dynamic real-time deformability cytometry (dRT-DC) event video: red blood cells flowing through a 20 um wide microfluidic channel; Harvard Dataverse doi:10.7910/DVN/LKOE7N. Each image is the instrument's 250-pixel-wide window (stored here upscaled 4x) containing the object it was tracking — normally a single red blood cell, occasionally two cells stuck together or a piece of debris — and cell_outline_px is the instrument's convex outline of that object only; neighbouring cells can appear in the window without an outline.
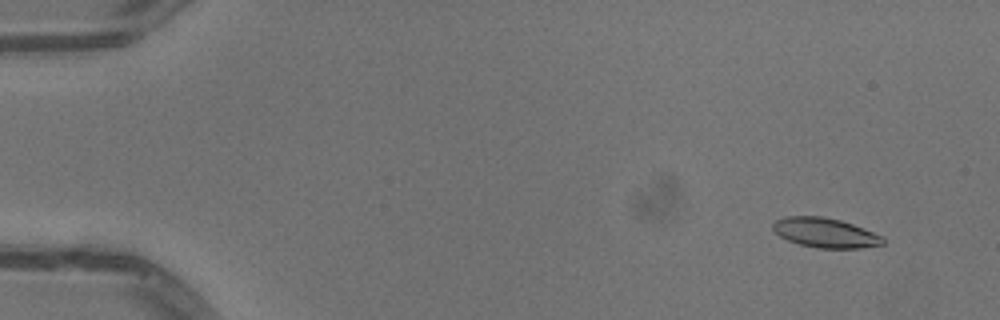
{"species": "common noctule bat (a hibernating species)", "species_latin": "Nyctalus noctula", "temperature_condition": "warm", "stored_images_in_passage": 53, "camera_frame_rate_fps": 3000, "um_per_image_px": 0.085, "animal": {"sex": "male", "body_mass_g": 13.3}, "frame": {"image": 1, "passage_image": 5, "time_ms": 1.333, "image_size_px": [1000, 320], "cell_outline_px": [[884, 244], [860, 248], [816, 248], [800, 244], [788, 240], [780, 236], [772, 228], [772, 224], [776, 220], [784, 216], [820, 216], [840, 220], [852, 224], [884, 236]], "centroid_in_image_um": [70.15, 19.78], "position_along_channel_um": 14.9, "area_um2": 18.96}}
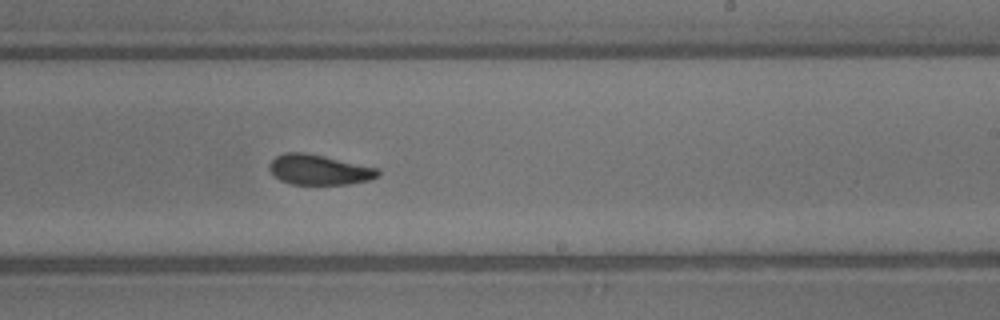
{"frame": {"image": 2, "passage_image": 33, "time_ms": 10.667, "image_size_px": [1000, 320], "cell_outline_px": [[380, 176], [372, 180], [348, 184], [292, 184], [280, 180], [268, 168], [268, 164], [276, 156], [284, 152], [304, 152], [324, 156], [376, 168], [380, 172]], "centroid_in_image_um": [27.12, 14.43], "position_along_channel_um": 261.9, "area_um2": 19.02}}
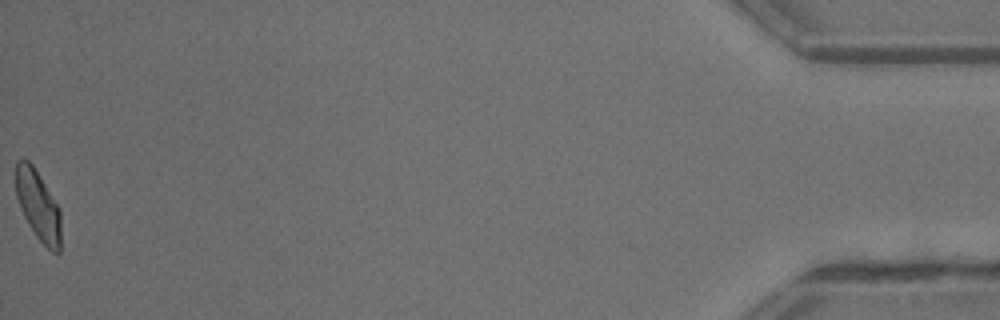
{"frame": {"image": 3, "passage_image": 53, "time_ms": 17.333, "image_size_px": [1000, 320], "cell_outline_px": [[60, 252], [52, 252], [36, 236], [28, 224], [20, 208], [16, 196], [16, 160], [24, 156], [32, 164], [60, 208]], "centroid_in_image_um": [3.22, 17.43], "position_along_channel_um": 432.0, "area_um2": 18.38}, "authors_computed_cell_mechanics": {"area_um2": 19.1896, "velocity_mm_per_s": 4.0593, "shape_relaxation_time_tau1_ms": 2.8543, "shape_relaxation_time_tau2_ms": 2.549, "deformation_change_tau1": 0.1349, "deformation_change_tau2": 0.0937}}